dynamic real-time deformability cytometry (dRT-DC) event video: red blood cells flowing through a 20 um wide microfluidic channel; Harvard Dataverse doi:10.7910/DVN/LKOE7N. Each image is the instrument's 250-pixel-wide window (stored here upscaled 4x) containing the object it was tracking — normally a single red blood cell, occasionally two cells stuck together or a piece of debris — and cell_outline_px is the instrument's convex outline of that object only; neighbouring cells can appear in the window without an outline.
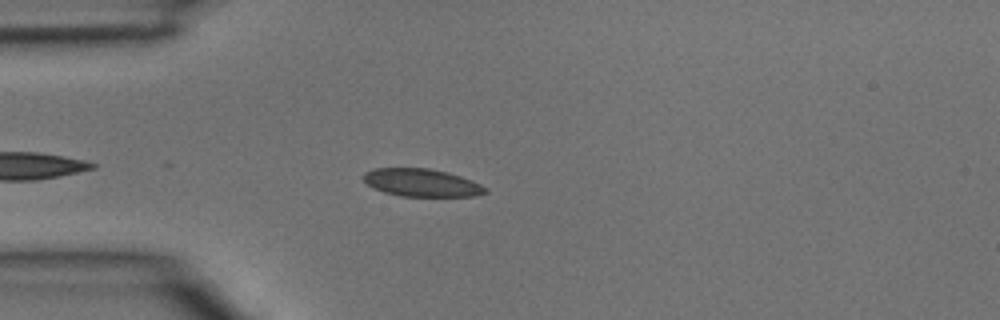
{"species": "common noctule bat (a hibernating species)", "species_latin": "Nyctalus noctula", "temperature_condition": "room temperature", "stored_images_in_passage": 4, "camera_frame_rate_fps": 3000, "um_per_image_px": 0.085, "animal": {"sex": "male", "body_mass_g": 15.6}, "frame": {"image": 1, "passage_image": 4, "time_ms": 1.0, "image_size_px": [1000, 320], "cell_outline_px": [[488, 192], [476, 196], [400, 196], [384, 192], [368, 184], [360, 176], [364, 172], [372, 168], [428, 168], [448, 172], [472, 180], [488, 188]], "centroid_in_image_um": [35.84, 15.52], "position_along_channel_um": 49.2, "area_um2": 19.83}}